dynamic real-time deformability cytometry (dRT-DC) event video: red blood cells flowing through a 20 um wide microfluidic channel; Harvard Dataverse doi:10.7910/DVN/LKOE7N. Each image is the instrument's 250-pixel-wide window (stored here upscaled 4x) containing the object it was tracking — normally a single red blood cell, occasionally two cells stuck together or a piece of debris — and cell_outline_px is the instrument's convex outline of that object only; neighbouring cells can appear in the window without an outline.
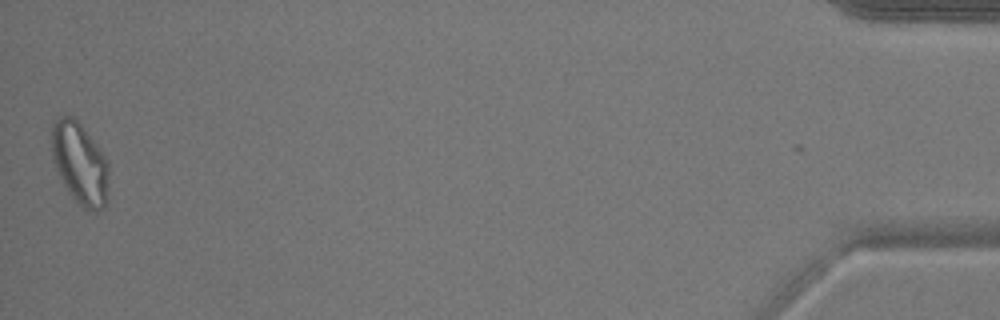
{"species": "common noctule bat (a hibernating species)", "species_latin": "Nyctalus noctula", "temperature_condition": "warm", "stored_images_in_passage": 50, "camera_frame_rate_fps": 3000, "um_per_image_px": 0.085, "animal": {"sex": "male", "body_mass_g": 17.9}, "frame": {"image": 1, "passage_image": 50, "time_ms": 16.333, "image_size_px": [1000, 320], "cell_outline_px": [[108, 176], [104, 208], [96, 212], [92, 212], [84, 208], [68, 192], [56, 168], [52, 156], [52, 124], [60, 116], [72, 116], [80, 124], [108, 160]], "centroid_in_image_um": [6.78, 13.89], "position_along_channel_um": 428.4, "area_um2": 26.7}, "authors_computed_cell_mechanics": {"area_um2": 21.9929, "velocity_mm_per_s": 3.8951, "shape_relaxation_time_tau1_ms": null, "shape_relaxation_time_tau2_ms": 1.876, "deformation_change_tau1": null, "deformation_change_tau2": 0.0878}}